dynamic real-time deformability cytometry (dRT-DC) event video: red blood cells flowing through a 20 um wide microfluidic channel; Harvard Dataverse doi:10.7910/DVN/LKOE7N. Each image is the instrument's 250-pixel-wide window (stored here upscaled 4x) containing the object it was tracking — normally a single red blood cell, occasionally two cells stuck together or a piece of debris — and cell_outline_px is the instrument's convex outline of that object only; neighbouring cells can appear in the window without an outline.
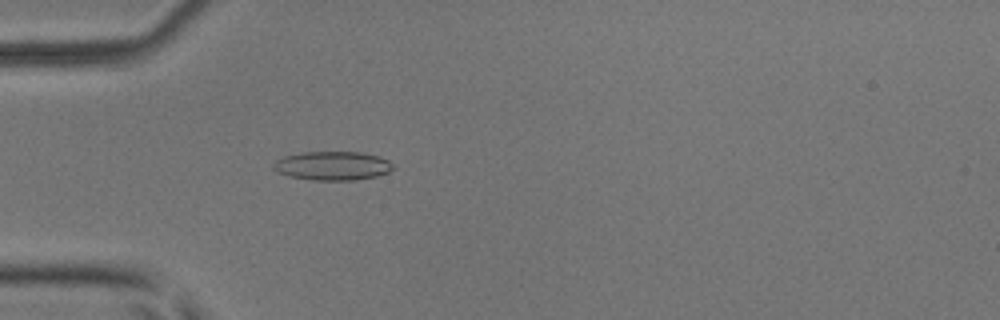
{"species": "common noctule bat (a hibernating species)", "species_latin": "Nyctalus noctula", "temperature_condition": "room temperature", "stored_images_in_passage": 51, "camera_frame_rate_fps": 3000, "um_per_image_px": 0.085, "animal": {"sex": "male", "body_mass_g": 17.9, "forearm_length_mm": 54.2}, "frame": {"image": 1, "passage_image": 16, "time_ms": 5.0, "image_size_px": [1000, 320], "cell_outline_px": [[396, 168], [388, 172], [376, 176], [356, 180], [312, 180], [288, 176], [276, 172], [272, 168], [272, 164], [276, 160], [284, 156], [304, 152], [364, 152], [380, 156], [388, 160]], "centroid_in_image_um": [28.27, 14.09], "position_along_channel_um": 56.7, "area_um2": 20.35}}
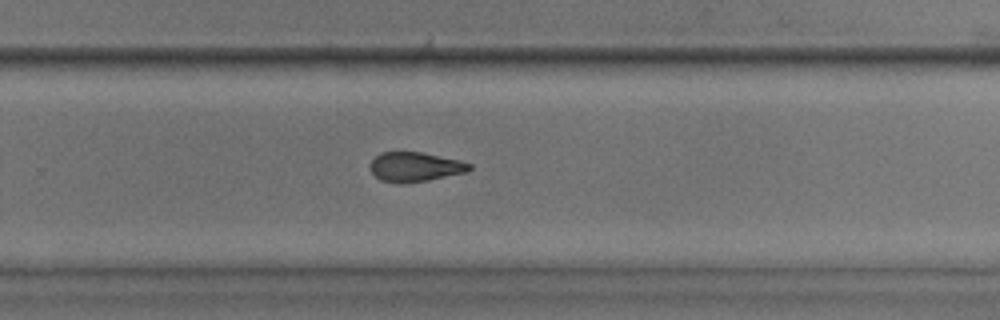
{"frame": {"image": 2, "passage_image": 34, "time_ms": 11.0, "image_size_px": [1000, 320], "cell_outline_px": [[472, 168], [468, 172], [428, 180], [380, 180], [368, 168], [372, 160], [380, 152], [420, 152], [460, 160], [472, 164]], "centroid_in_image_um": [35.32, 14.14], "position_along_channel_um": 294.5, "area_um2": 16.47}}
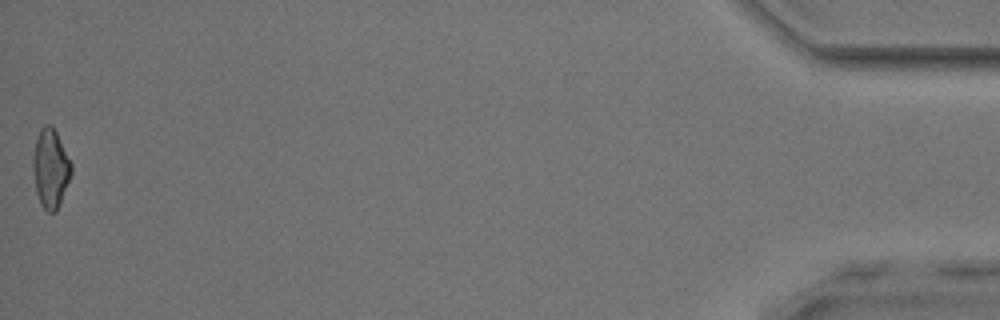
{"frame": {"image": 3, "passage_image": 51, "time_ms": 16.667, "image_size_px": [1000, 320], "cell_outline_px": [[72, 172], [60, 204], [56, 212], [48, 212], [40, 204], [36, 192], [32, 164], [32, 160], [36, 140], [40, 128], [44, 124], [52, 124], [72, 164]], "centroid_in_image_um": [4.29, 14.32], "position_along_channel_um": 430.9, "area_um2": 17.63}, "authors_computed_cell_mechanics": {"area_um2": 18.0336, "velocity_mm_per_s": 4.0924, "shape_relaxation_time_tau1_ms": null, "shape_relaxation_time_tau2_ms": 2.9058, "deformation_change_tau1": null, "deformation_change_tau2": 0.1197}}